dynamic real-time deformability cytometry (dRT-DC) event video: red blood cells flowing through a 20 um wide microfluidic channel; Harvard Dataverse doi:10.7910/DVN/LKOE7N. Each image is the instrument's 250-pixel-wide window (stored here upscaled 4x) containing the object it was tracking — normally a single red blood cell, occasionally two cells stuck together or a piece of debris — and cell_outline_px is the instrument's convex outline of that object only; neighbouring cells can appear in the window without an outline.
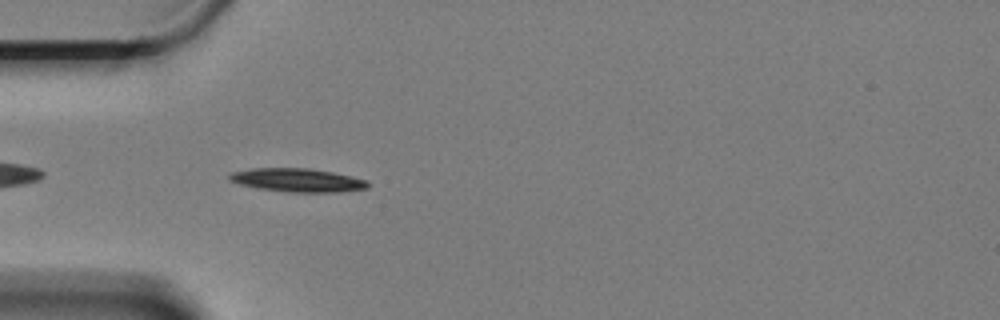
{"species": "Egyptian fruit bat (a non-hibernating species)", "species_latin": "Rousettus aegyptiacus", "temperature_condition": "cold", "stored_images_in_passage": 36, "camera_frame_rate_fps": 3000, "um_per_image_px": 0.085, "animal": {"sex": "female"}, "frame": {"image": 1, "passage_image": 3, "time_ms": 0.667, "image_size_px": [1000, 320], "cell_outline_px": [[368, 188], [340, 192], [288, 192], [260, 188], [240, 184], [228, 180], [228, 176], [232, 172], [252, 168], [308, 168], [332, 172], [368, 180]], "centroid_in_image_um": [25.29, 15.31], "position_along_channel_um": 59.7, "area_um2": 18.84}}
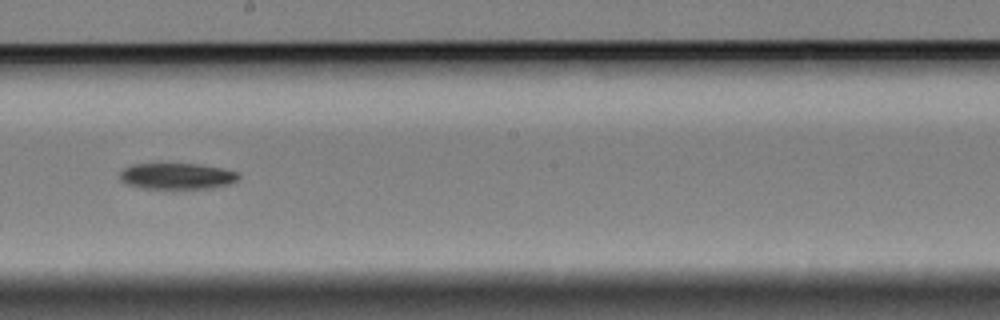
{"frame": {"image": 2, "passage_image": 19, "time_ms": 6.0, "image_size_px": [1000, 320], "cell_outline_px": [[240, 176], [236, 180], [228, 184], [212, 188], [172, 192], [140, 188], [124, 184], [120, 180], [120, 172], [124, 168], [132, 164], [196, 164], [220, 168], [240, 172]], "centroid_in_image_um": [15.0, 15.03], "position_along_channel_um": 233.2, "area_um2": 19.07}}
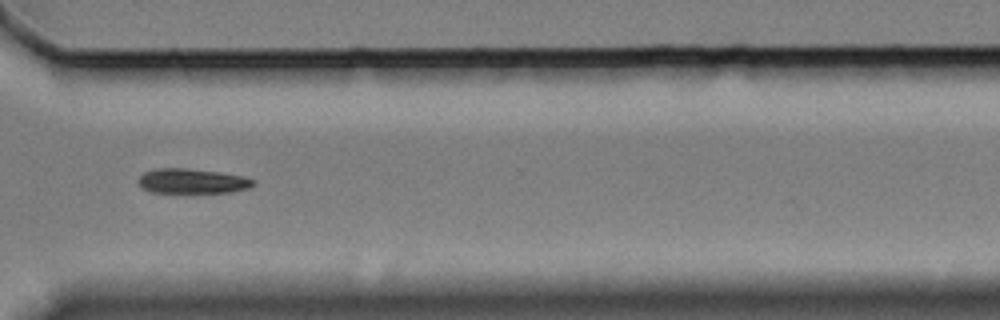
{"frame": {"image": 3, "passage_image": 30, "time_ms": 9.667, "image_size_px": [1000, 320], "cell_outline_px": [[256, 184], [248, 188], [232, 192], [152, 192], [140, 188], [136, 180], [144, 172], [152, 168], [184, 168], [216, 172], [240, 176], [256, 180]], "centroid_in_image_um": [16.27, 15.39], "position_along_channel_um": 354.3, "area_um2": 16.59}, "authors_computed_cell_mechanics": {"area_um2": 18.6983, "velocity_mm_per_s": 3.3023, "shape_relaxation_time_tau1_ms": 1.7616, "shape_relaxation_time_tau2_ms": null, "deformation_change_tau1": 0.1243, "deformation_change_tau2": null}}